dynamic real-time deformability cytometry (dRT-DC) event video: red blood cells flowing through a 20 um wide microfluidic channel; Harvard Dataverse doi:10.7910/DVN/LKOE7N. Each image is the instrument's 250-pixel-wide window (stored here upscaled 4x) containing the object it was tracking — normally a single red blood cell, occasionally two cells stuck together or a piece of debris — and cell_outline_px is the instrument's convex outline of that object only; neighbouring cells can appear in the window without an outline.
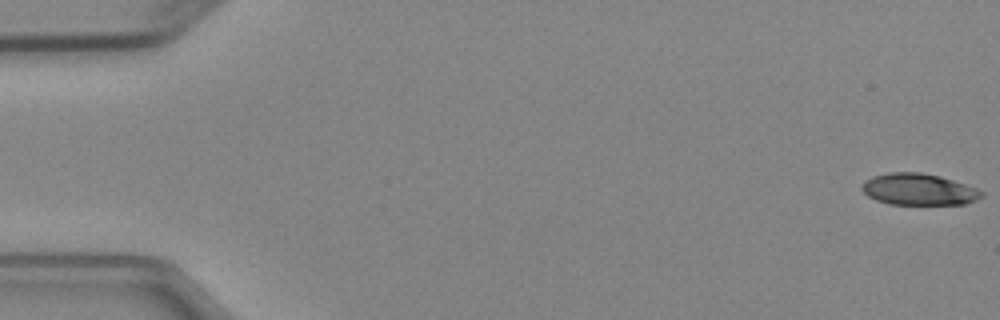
{"species": "Egyptian fruit bat (a non-hibernating species)", "species_latin": "Rousettus aegyptiacus", "temperature_condition": "cold", "stored_images_in_passage": 4, "camera_frame_rate_fps": 3000, "um_per_image_px": 0.085, "animal": {"sex": "female"}, "frame": {"image": 1, "passage_image": 1, "time_ms": 0.0, "image_size_px": [1000, 320], "cell_outline_px": [[984, 196], [976, 200], [964, 204], [888, 204], [876, 200], [868, 196], [860, 188], [864, 180], [872, 176], [888, 172], [920, 172], [940, 176], [976, 188], [984, 192]], "centroid_in_image_um": [78.06, 16.09], "position_along_channel_um": 6.9, "area_um2": 22.08}}
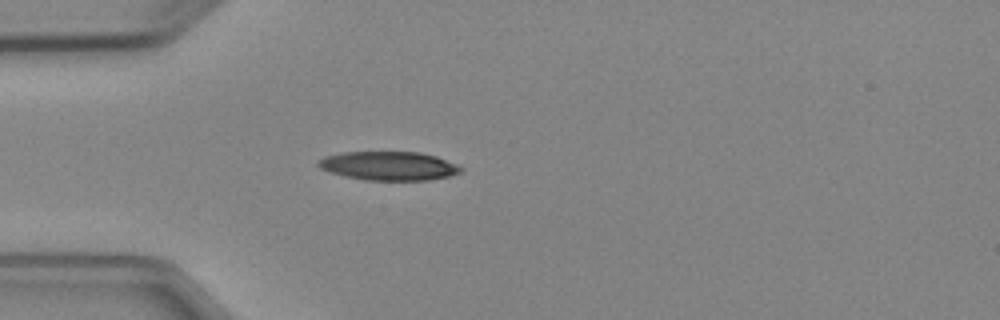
{"frame": {"image": 2, "passage_image": 4, "time_ms": 4.667, "image_size_px": [1000, 320], "cell_outline_px": [[464, 168], [460, 172], [448, 176], [428, 180], [364, 180], [344, 176], [320, 168], [316, 164], [324, 156], [344, 152], [420, 152], [436, 156], [456, 164]], "centroid_in_image_um": [33.05, 14.1], "position_along_channel_um": 52.0, "area_um2": 23.81}}